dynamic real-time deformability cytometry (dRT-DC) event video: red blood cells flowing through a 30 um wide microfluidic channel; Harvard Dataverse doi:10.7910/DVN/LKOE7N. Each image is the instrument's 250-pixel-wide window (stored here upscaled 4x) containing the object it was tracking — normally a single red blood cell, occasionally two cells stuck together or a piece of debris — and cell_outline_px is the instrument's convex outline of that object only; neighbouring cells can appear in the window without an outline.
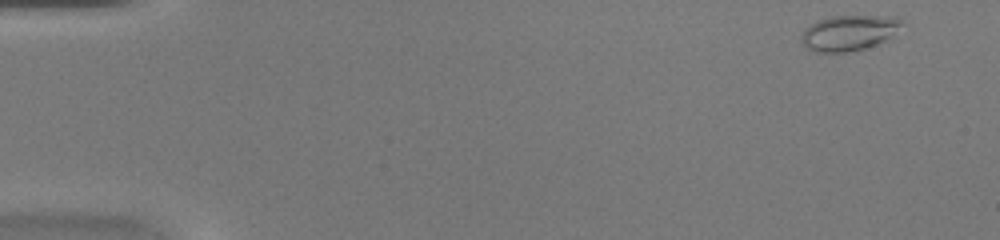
{"species": "common noctule bat (a hibernating species)", "species_latin": "Nyctalus noctula", "temperature_condition": "warm", "stored_images_in_passage": 47, "camera_frame_rate_fps": 3000, "um_per_image_px": 0.085, "animal": {"sex": "female", "body_mass_g": 20.0, "forearm_length_mm": 54.0}, "frame": {"image": 1, "passage_image": 1, "time_ms": 0.0, "image_size_px": [1000, 240], "cell_outline_px": [[904, 24], [888, 40], [864, 48], [848, 52], [816, 52], [808, 48], [800, 40], [800, 36], [804, 28], [808, 24], [816, 20], [828, 16], [896, 16]], "centroid_in_image_um": [72.14, 2.78], "position_along_channel_um": 12.9, "area_um2": 21.04}}
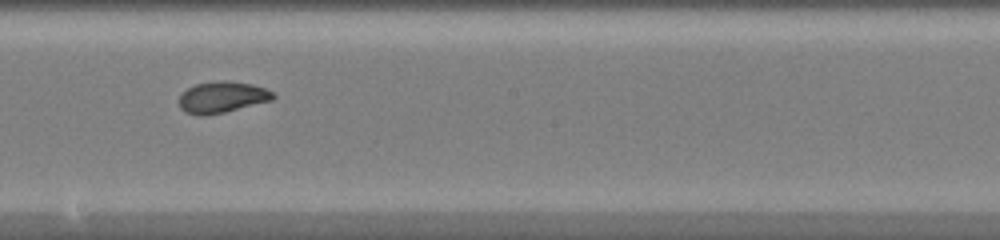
{"frame": {"image": 2, "passage_image": 26, "time_ms": 8.333, "image_size_px": [1000, 240], "cell_outline_px": [[276, 96], [272, 100], [224, 112], [204, 116], [196, 116], [184, 112], [180, 108], [180, 96], [188, 88], [196, 84], [220, 80], [228, 80], [252, 84], [264, 88], [272, 92]], "centroid_in_image_um": [18.87, 8.26], "position_along_channel_um": 229.3, "area_um2": 17.11}}
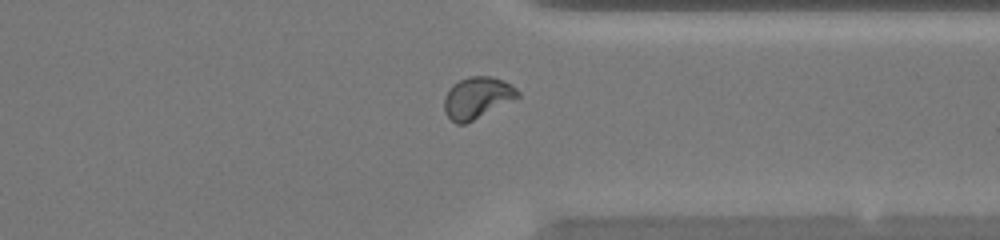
{"frame": {"image": 3, "passage_image": 36, "time_ms": 11.667, "image_size_px": [1000, 240], "cell_outline_px": [[520, 96], [464, 124], [456, 124], [444, 112], [444, 96], [452, 84], [468, 76], [492, 76], [504, 80], [516, 88], [520, 92]], "centroid_in_image_um": [40.53, 8.28], "position_along_channel_um": 370.9, "area_um2": 17.63}, "authors_computed_cell_mechanics": {"area_um2": 17.629, "velocity_mm_per_s": 4.2747, "shape_relaxation_time_tau1_ms": 2.3943, "shape_relaxation_time_tau2_ms": 0.8637, "deformation_change_tau1": 0.1439, "deformation_change_tau2": 0.0489}}